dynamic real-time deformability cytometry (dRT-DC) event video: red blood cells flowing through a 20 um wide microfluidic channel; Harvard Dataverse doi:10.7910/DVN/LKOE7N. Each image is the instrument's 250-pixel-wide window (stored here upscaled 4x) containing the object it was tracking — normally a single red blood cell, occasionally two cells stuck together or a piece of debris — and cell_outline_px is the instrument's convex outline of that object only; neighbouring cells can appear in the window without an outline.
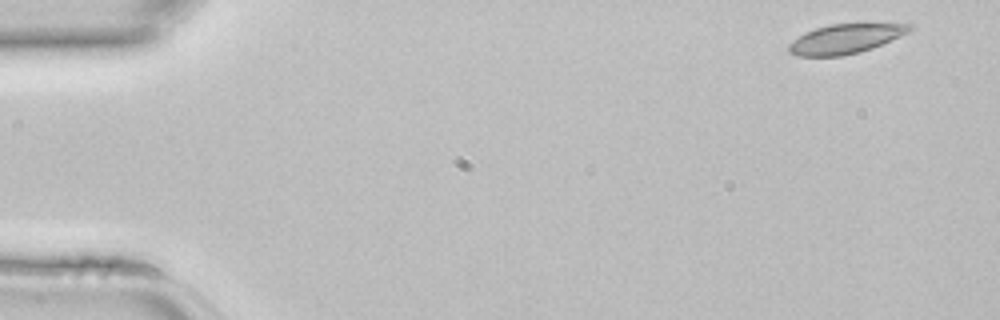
{"species": "common noctule bat (a hibernating species)", "species_latin": "Nyctalus noctula", "temperature_condition": "room temperature", "stored_images_in_passage": 10, "camera_frame_rate_fps": 3000, "um_per_image_px": 0.085, "animal": {"sex": "female", "body_mass_g": 22.7, "forearm_length_mm": 54.2}, "frame": {"image": 1, "passage_image": 1, "time_ms": 0.0, "image_size_px": [1000, 320], "cell_outline_px": [[912, 28], [908, 32], [872, 48], [860, 52], [840, 56], [796, 56], [788, 52], [788, 44], [792, 40], [804, 32], [816, 28], [832, 24], [912, 24]], "centroid_in_image_um": [71.78, 3.31], "position_along_channel_um": 13.2, "area_um2": 20.52}}